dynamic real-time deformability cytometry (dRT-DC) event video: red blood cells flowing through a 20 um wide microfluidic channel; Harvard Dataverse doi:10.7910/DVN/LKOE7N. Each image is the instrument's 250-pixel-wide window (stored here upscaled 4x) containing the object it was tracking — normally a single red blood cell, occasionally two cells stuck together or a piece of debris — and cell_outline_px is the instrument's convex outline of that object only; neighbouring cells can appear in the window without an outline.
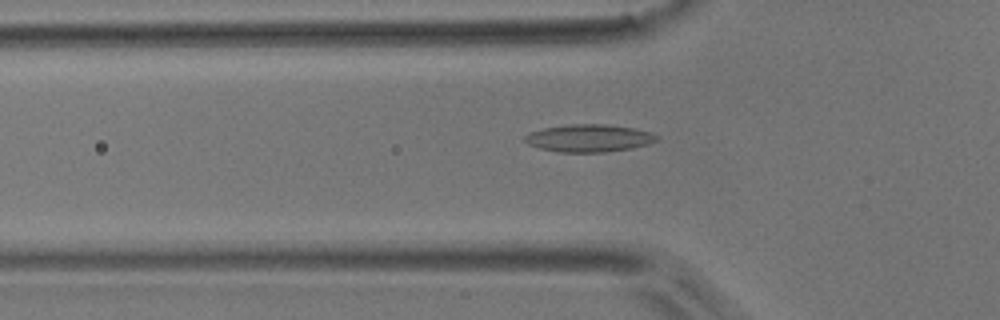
{"species": "common noctule bat (a hibernating species)", "species_latin": "Nyctalus noctula", "temperature_condition": "room temperature", "stored_images_in_passage": 27, "camera_frame_rate_fps": 3000, "um_per_image_px": 0.085, "animal": {"sex": "male", "body_mass_g": 17.9}, "frame": {"image": 1, "passage_image": 2, "time_ms": 0.333, "image_size_px": [1000, 320], "cell_outline_px": [[660, 136], [656, 140], [648, 144], [632, 148], [604, 152], [560, 152], [540, 148], [528, 144], [524, 140], [524, 136], [528, 132], [544, 128], [568, 124], [608, 124], [632, 128], [648, 132]], "centroid_in_image_um": [50.03, 11.74], "position_along_channel_um": 75.8, "area_um2": 21.1}}
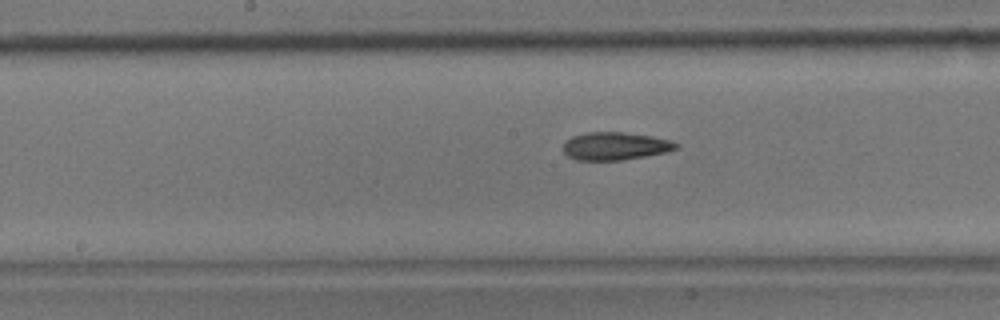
{"frame": {"image": 2, "passage_image": 11, "time_ms": 3.333, "image_size_px": [1000, 320], "cell_outline_px": [[680, 148], [664, 152], [644, 156], [620, 160], [576, 160], [568, 156], [564, 152], [564, 140], [572, 136], [588, 132], [624, 132], [652, 136], [668, 140], [680, 144]], "centroid_in_image_um": [52.28, 12.41], "position_along_channel_um": 195.9, "area_um2": 18.26}}
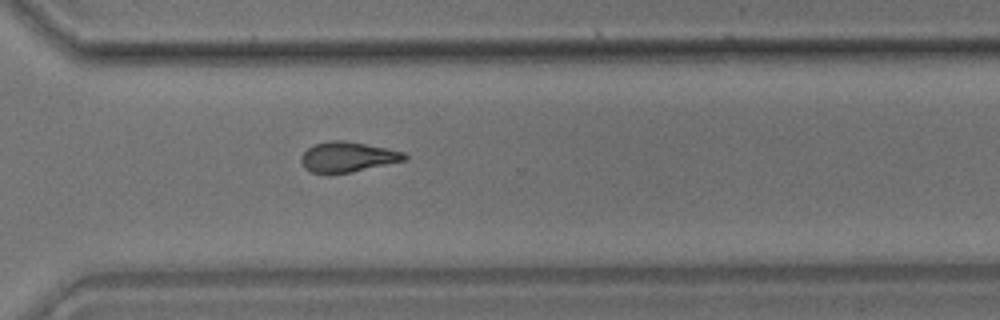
{"frame": {"image": 3, "passage_image": 22, "time_ms": 7.0, "image_size_px": [1000, 320], "cell_outline_px": [[408, 160], [352, 172], [312, 172], [304, 168], [300, 160], [300, 156], [308, 148], [316, 144], [332, 140], [344, 140], [404, 152], [408, 156]], "centroid_in_image_um": [29.57, 13.34], "position_along_channel_um": 341.0, "area_um2": 17.92}, "authors_computed_cell_mechanics": {"area_um2": 18.3226, "velocity_mm_per_s": 3.9687, "shape_relaxation_time_tau1_ms": 8.3218, "shape_relaxation_time_tau2_ms": 4.1719, "deformation_change_tau1": 0.1811, "deformation_change_tau2": 0.1313}}